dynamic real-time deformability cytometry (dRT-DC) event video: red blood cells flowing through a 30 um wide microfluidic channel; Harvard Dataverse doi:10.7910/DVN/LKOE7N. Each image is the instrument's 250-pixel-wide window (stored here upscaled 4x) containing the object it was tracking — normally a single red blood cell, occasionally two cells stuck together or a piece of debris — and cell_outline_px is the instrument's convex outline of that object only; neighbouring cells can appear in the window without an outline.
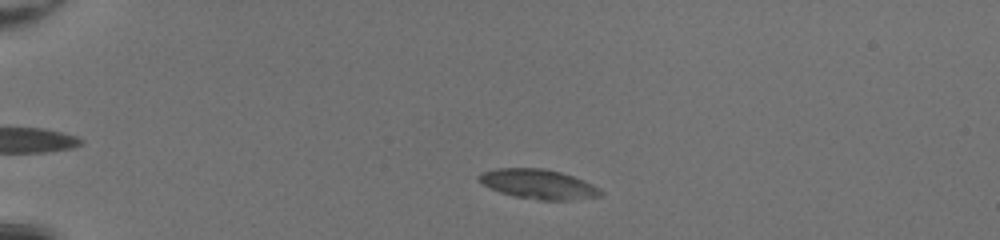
{"species": "common noctule bat (a hibernating species)", "species_latin": "Nyctalus noctula", "temperature_condition": "room temperature", "stored_images_in_passage": 45, "camera_frame_rate_fps": 3000, "um_per_image_px": 0.085, "animal": {"sex": "female", "body_mass_g": 20.0, "forearm_length_mm": 54.0}, "frame": {"image": 1, "passage_image": 7, "time_ms": 2.0, "image_size_px": [1000, 240], "cell_outline_px": [[604, 192], [600, 196], [572, 200], [540, 200], [512, 196], [500, 192], [476, 180], [476, 176], [480, 172], [496, 168], [544, 168], [560, 172], [584, 180], [600, 188]], "centroid_in_image_um": [45.74, 15.64], "position_along_channel_um": 39.3, "area_um2": 21.15}}
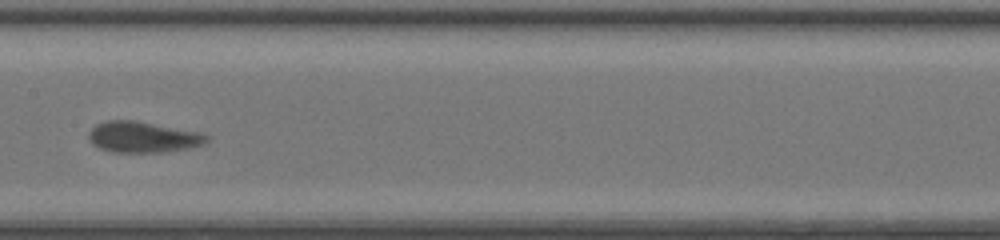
{"frame": {"image": 2, "passage_image": 23, "time_ms": 7.333, "image_size_px": [1000, 240], "cell_outline_px": [[208, 140], [204, 144], [188, 148], [168, 152], [112, 152], [100, 148], [92, 144], [88, 140], [88, 132], [96, 124], [108, 120], [132, 120], [204, 132], [208, 136]], "centroid_in_image_um": [12.16, 11.65], "position_along_channel_um": 195.2, "area_um2": 21.5}}
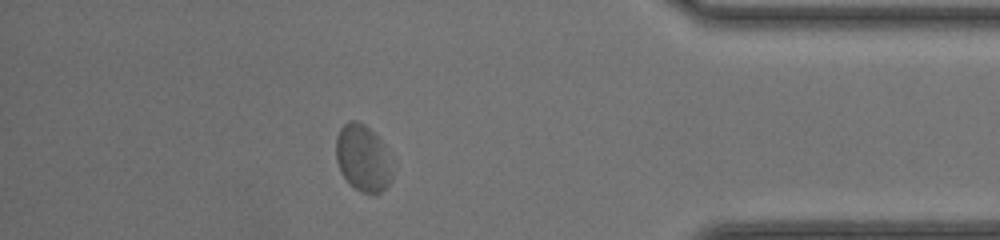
{"frame": {"image": 3, "passage_image": 40, "time_ms": 13.0, "image_size_px": [1000, 240], "cell_outline_px": [[392, 180], [376, 196], [372, 196], [360, 192], [352, 188], [340, 172], [336, 160], [336, 136], [340, 128], [348, 120], [356, 120], [364, 124], [380, 140], [392, 172]], "centroid_in_image_um": [30.79, 13.49], "position_along_channel_um": 404.4, "area_um2": 21.85}, "authors_computed_cell_mechanics": {"area_um2": 21.1548, "velocity_mm_per_s": 4.1523, "shape_relaxation_time_tau1_ms": 2.2311, "shape_relaxation_time_tau2_ms": 0.923, "deformation_change_tau1": 0.12, "deformation_change_tau2": 0.069}}